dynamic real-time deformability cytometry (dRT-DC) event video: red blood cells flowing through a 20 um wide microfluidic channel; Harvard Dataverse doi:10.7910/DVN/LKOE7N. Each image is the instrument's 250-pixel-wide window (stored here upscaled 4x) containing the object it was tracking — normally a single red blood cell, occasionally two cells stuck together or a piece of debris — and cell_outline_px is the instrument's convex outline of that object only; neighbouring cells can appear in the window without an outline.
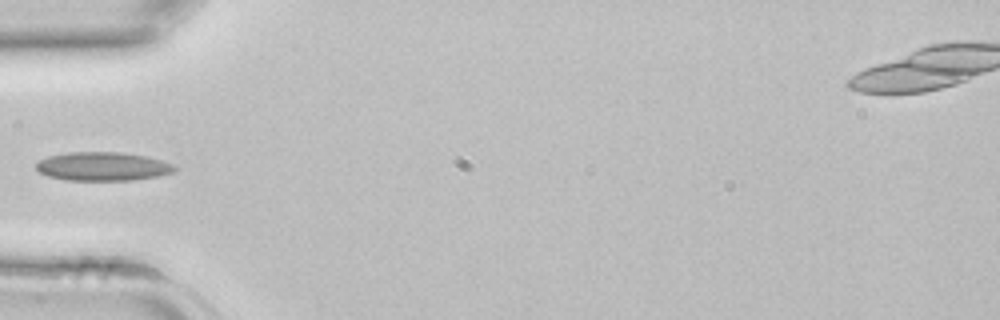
{"species": "common noctule bat (a hibernating species)", "species_latin": "Nyctalus noctula", "temperature_condition": "room temperature", "stored_images_in_passage": 29, "camera_frame_rate_fps": 3000, "um_per_image_px": 0.085, "animal": {"sex": "female", "body_mass_g": 22.7, "forearm_length_mm": 54.2}, "frame": {"image": 1, "passage_image": 1, "time_ms": 0.0, "image_size_px": [1000, 320], "cell_outline_px": [[180, 168], [172, 172], [156, 176], [132, 180], [64, 180], [48, 176], [40, 172], [36, 168], [36, 164], [40, 160], [48, 156], [68, 152], [120, 152], [144, 156], [160, 160], [172, 164]], "centroid_in_image_um": [8.71, 14.14], "position_along_channel_um": 76.3, "area_um2": 23.0}}
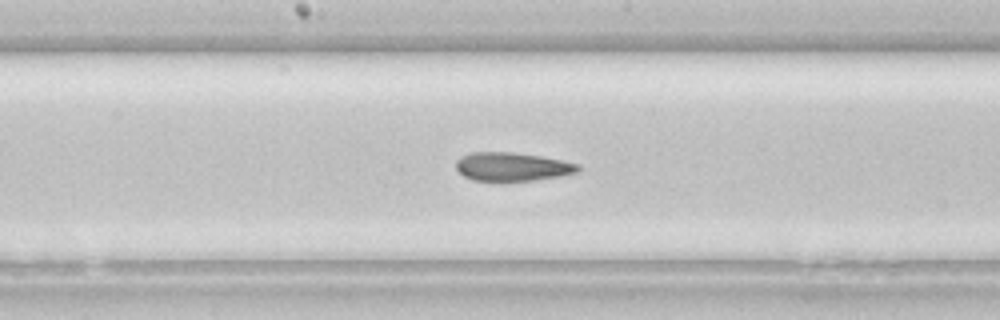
{"frame": {"image": 2, "passage_image": 9, "time_ms": 2.667, "image_size_px": [1000, 320], "cell_outline_px": [[580, 172], [560, 176], [536, 180], [472, 180], [464, 176], [456, 168], [456, 160], [460, 156], [468, 152], [512, 152], [540, 156], [580, 164]], "centroid_in_image_um": [43.54, 14.16], "position_along_channel_um": 204.7, "area_um2": 20.29}}